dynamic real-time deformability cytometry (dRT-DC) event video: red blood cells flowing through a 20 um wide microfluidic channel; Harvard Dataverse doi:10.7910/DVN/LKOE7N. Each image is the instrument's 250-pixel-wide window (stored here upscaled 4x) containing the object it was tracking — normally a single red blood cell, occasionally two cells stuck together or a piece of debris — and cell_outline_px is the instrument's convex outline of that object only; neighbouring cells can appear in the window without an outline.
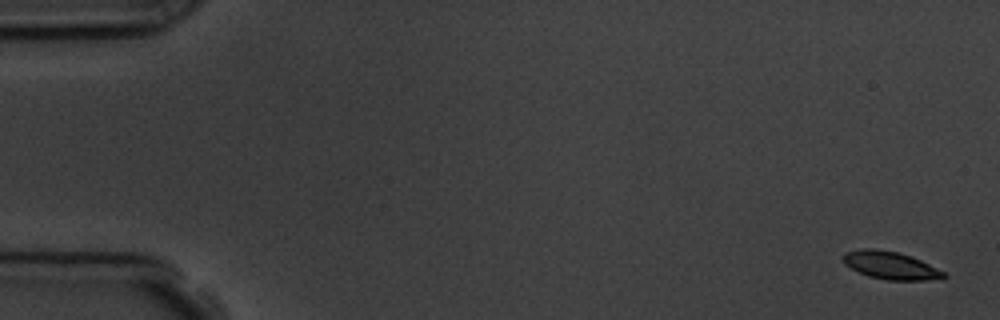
{"species": "common noctule bat (a hibernating species)", "species_latin": "Nyctalus noctula", "temperature_condition": "room temperature", "stored_images_in_passage": 5, "camera_frame_rate_fps": 3000, "um_per_image_px": 0.085, "animal": {"sex": "male", "body_mass_g": 19.5, "forearm_length_mm": 54.6}, "frame": {"image": 1, "passage_image": 1, "time_ms": 0.0, "image_size_px": [1000, 320], "cell_outline_px": [[948, 276], [924, 280], [888, 280], [868, 276], [844, 264], [844, 252], [860, 248], [876, 248], [896, 252], [920, 260], [944, 272]], "centroid_in_image_um": [75.64, 22.54], "position_along_channel_um": 9.4, "area_um2": 15.9}}
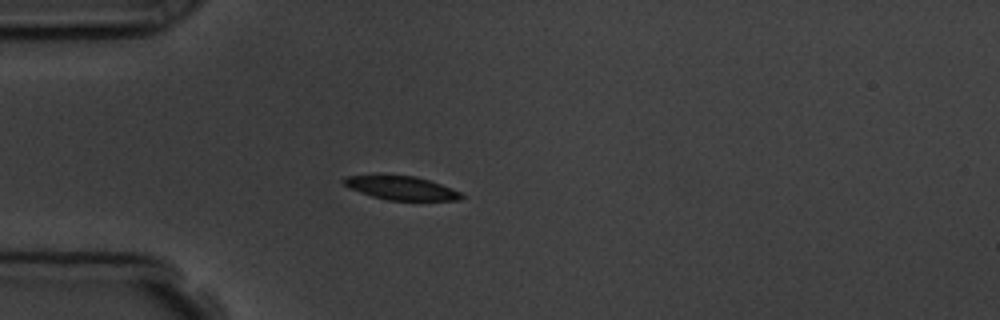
{"frame": {"image": 2, "passage_image": 5, "time_ms": 4.667, "image_size_px": [1000, 320], "cell_outline_px": [[468, 196], [460, 200], [388, 200], [372, 196], [348, 188], [340, 180], [348, 176], [380, 172], [416, 176], [440, 184], [460, 192]], "centroid_in_image_um": [34.04, 15.93], "position_along_channel_um": 51.0, "area_um2": 16.94}}